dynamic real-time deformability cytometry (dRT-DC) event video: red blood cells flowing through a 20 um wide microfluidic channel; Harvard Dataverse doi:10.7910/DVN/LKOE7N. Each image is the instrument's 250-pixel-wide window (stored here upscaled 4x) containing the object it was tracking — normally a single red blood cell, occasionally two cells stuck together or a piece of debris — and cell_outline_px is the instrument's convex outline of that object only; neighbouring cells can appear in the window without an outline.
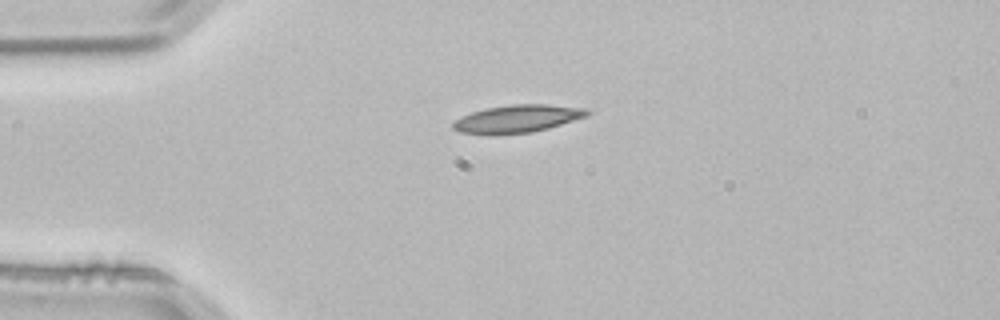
{"species": "common noctule bat (a hibernating species)", "species_latin": "Nyctalus noctula", "temperature_condition": "room temperature", "stored_images_in_passage": 3, "camera_frame_rate_fps": 3000, "um_per_image_px": 0.085, "animal": {"sex": "male", "body_mass_g": 21.5, "forearm_length_mm": 52.0}, "frame": {"image": 1, "passage_image": 1, "time_ms": 0.0, "image_size_px": [1000, 320], "cell_outline_px": [[592, 112], [588, 116], [548, 128], [532, 132], [492, 136], [488, 136], [460, 132], [452, 128], [452, 124], [460, 116], [484, 108], [512, 104], [548, 104], [588, 108]], "centroid_in_image_um": [43.97, 10.1], "position_along_channel_um": 41.0, "area_um2": 22.2}}